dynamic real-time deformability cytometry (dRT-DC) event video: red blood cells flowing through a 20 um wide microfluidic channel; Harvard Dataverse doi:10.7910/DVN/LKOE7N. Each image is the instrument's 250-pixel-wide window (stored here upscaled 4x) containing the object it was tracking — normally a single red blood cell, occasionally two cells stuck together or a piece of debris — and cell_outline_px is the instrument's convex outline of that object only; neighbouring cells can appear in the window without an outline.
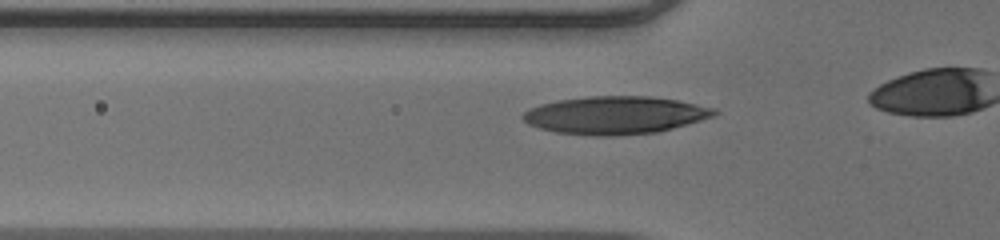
{"species": "human", "species_latin": "Homo sapiens", "temperature_condition": "warm", "stored_images_in_passage": 18, "camera_frame_rate_fps": 3000, "um_per_image_px": 0.085, "donor": {"sex": "male"}, "frame": {"image": 1, "passage_image": 13, "time_ms": 4.0, "image_size_px": [1000, 240], "cell_outline_px": [[720, 112], [716, 116], [672, 128], [656, 132], [616, 136], [592, 136], [556, 132], [540, 128], [528, 124], [520, 116], [528, 108], [540, 104], [556, 100], [588, 96], [648, 96], [676, 100], [716, 108]], "centroid_in_image_um": [52.28, 9.79], "position_along_channel_um": 73.5, "area_um2": 42.37}}
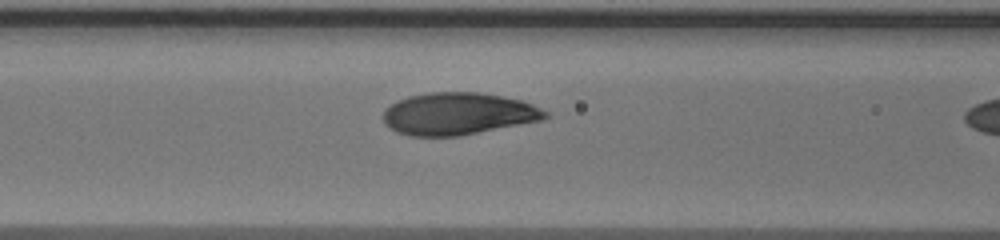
{"frame": {"image": 2, "passage_image": 17, "time_ms": 5.333, "image_size_px": [1000, 240], "cell_outline_px": [[552, 116], [544, 120], [460, 136], [408, 136], [396, 132], [388, 128], [384, 124], [384, 108], [408, 96], [428, 92], [476, 92], [500, 96], [520, 100], [532, 104], [548, 112]], "centroid_in_image_um": [38.95, 9.68], "position_along_channel_um": 127.7, "area_um2": 40.11}}